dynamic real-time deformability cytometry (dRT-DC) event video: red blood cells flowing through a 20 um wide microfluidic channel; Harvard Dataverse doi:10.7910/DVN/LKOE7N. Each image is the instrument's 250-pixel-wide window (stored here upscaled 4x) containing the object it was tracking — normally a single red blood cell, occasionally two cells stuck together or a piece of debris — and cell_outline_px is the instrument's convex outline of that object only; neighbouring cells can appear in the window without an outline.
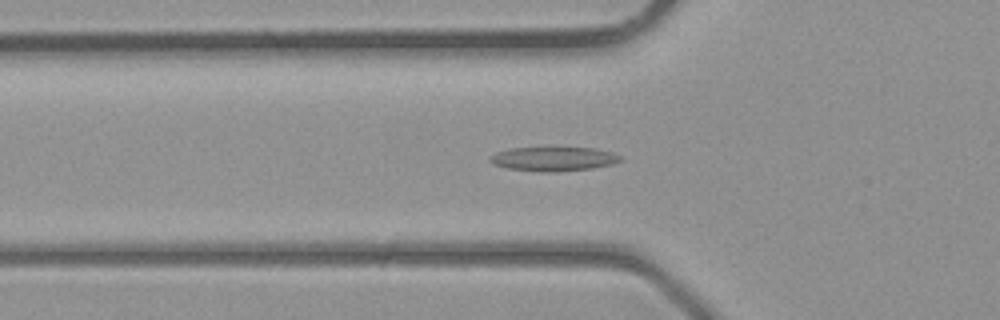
{"species": "common noctule bat (a hibernating species)", "species_latin": "Nyctalus noctula", "temperature_condition": "room temperature", "stored_images_in_passage": 36, "camera_frame_rate_fps": 3000, "um_per_image_px": 0.085, "animal": {"sex": "male", "body_mass_g": 23.1, "forearm_length_mm": 52.7}, "frame": {"image": 1, "passage_image": 13, "time_ms": 4.0, "image_size_px": [1000, 320], "cell_outline_px": [[624, 160], [612, 164], [592, 168], [552, 172], [540, 172], [508, 168], [492, 164], [488, 160], [488, 156], [496, 152], [508, 148], [596, 148], [612, 152], [624, 156]], "centroid_in_image_um": [47.06, 13.5], "position_along_channel_um": 78.7, "area_um2": 18.55}}
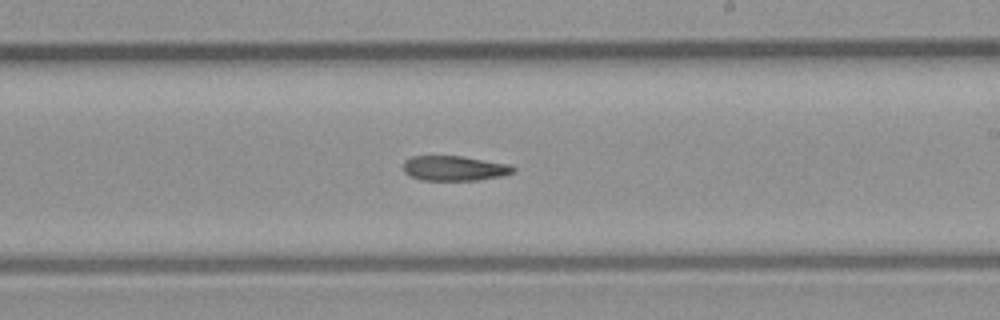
{"frame": {"image": 2, "passage_image": 23, "time_ms": 7.333, "image_size_px": [1000, 320], "cell_outline_px": [[516, 168], [512, 172], [500, 176], [476, 180], [420, 180], [404, 172], [404, 160], [412, 156], [460, 156], [512, 164]], "centroid_in_image_um": [38.62, 14.29], "position_along_channel_um": 250.4, "area_um2": 15.9}}
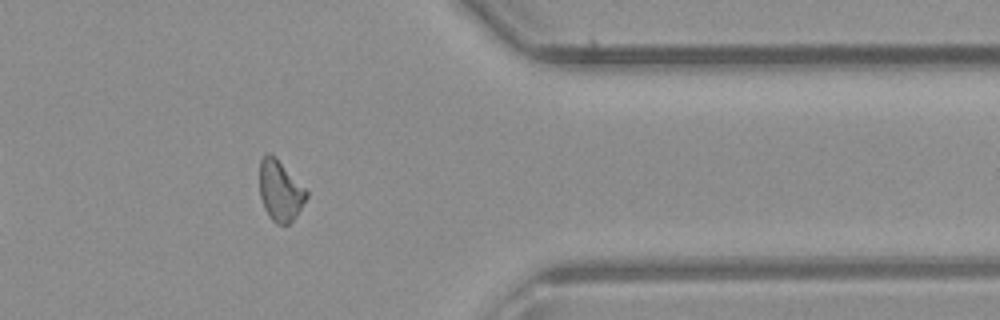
{"frame": {"image": 3, "passage_image": 32, "time_ms": 10.333, "image_size_px": [1000, 320], "cell_outline_px": [[308, 196], [296, 216], [288, 224], [276, 224], [268, 216], [264, 208], [260, 196], [260, 160], [264, 152], [268, 152], [276, 156], [308, 192]], "centroid_in_image_um": [23.8, 16.19], "position_along_channel_um": 387.6, "area_um2": 16.65}}